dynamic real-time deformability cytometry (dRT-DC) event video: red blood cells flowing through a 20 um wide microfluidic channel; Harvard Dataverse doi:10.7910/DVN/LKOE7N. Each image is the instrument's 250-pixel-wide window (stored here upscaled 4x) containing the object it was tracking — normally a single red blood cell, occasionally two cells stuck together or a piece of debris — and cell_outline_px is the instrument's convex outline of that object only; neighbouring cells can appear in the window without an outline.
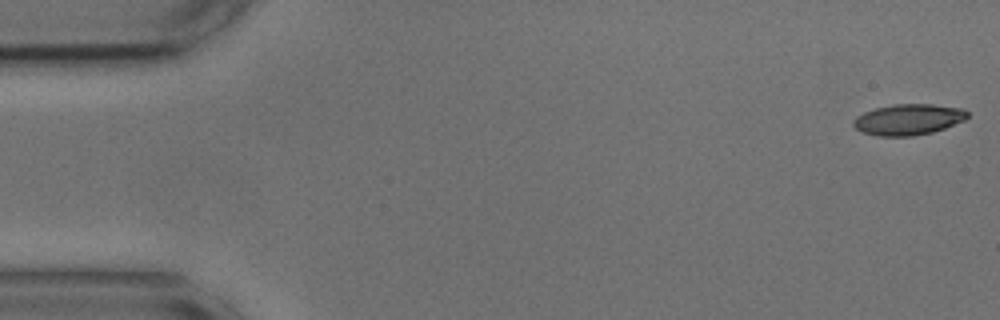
{"species": "common noctule bat (a hibernating species)", "species_latin": "Nyctalus noctula", "temperature_condition": "cold", "stored_images_in_passage": 50, "camera_frame_rate_fps": 3000, "um_per_image_px": 0.085, "animal": {"sex": "male", "body_mass_g": 17.9, "forearm_length_mm": 54.2}, "frame": {"image": 1, "passage_image": 1, "time_ms": 0.0, "image_size_px": [1000, 320], "cell_outline_px": [[968, 116], [964, 120], [944, 128], [932, 132], [912, 136], [876, 136], [860, 132], [852, 124], [852, 120], [856, 116], [864, 112], [876, 108], [892, 104], [932, 104], [964, 108], [968, 112]], "centroid_in_image_um": [77.18, 10.15], "position_along_channel_um": 7.8, "area_um2": 20.69}}
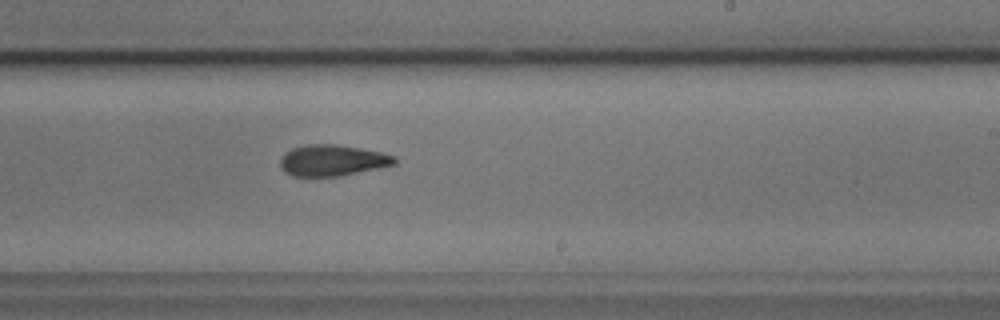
{"frame": {"image": 2, "passage_image": 32, "time_ms": 10.333, "image_size_px": [1000, 320], "cell_outline_px": [[396, 164], [380, 168], [340, 176], [292, 176], [284, 172], [280, 164], [280, 160], [284, 152], [292, 148], [308, 144], [336, 144], [360, 148], [380, 152], [396, 156]], "centroid_in_image_um": [28.25, 13.63], "position_along_channel_um": 260.8, "area_um2": 20.87}}
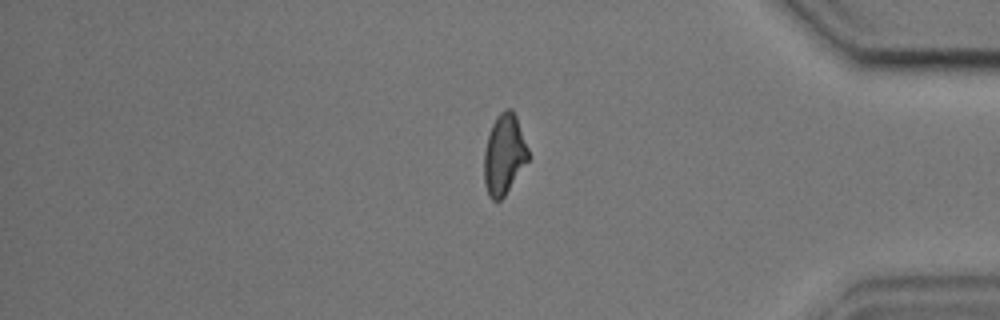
{"frame": {"image": 3, "passage_image": 45, "time_ms": 14.667, "image_size_px": [1000, 320], "cell_outline_px": [[528, 160], [504, 196], [500, 200], [492, 200], [488, 196], [484, 184], [484, 152], [488, 136], [492, 124], [496, 116], [504, 108], [512, 108], [516, 116], [528, 148]], "centroid_in_image_um": [42.83, 13.11], "position_along_channel_um": 392.4, "area_um2": 20.58}, "authors_computed_cell_mechanics": {"area_um2": 21.1548, "velocity_mm_per_s": 3.6607, "shape_relaxation_time_tau1_ms": 4.7611, "shape_relaxation_time_tau2_ms": 3.7171, "deformation_change_tau1": 0.1314, "deformation_change_tau2": 0.1117}}